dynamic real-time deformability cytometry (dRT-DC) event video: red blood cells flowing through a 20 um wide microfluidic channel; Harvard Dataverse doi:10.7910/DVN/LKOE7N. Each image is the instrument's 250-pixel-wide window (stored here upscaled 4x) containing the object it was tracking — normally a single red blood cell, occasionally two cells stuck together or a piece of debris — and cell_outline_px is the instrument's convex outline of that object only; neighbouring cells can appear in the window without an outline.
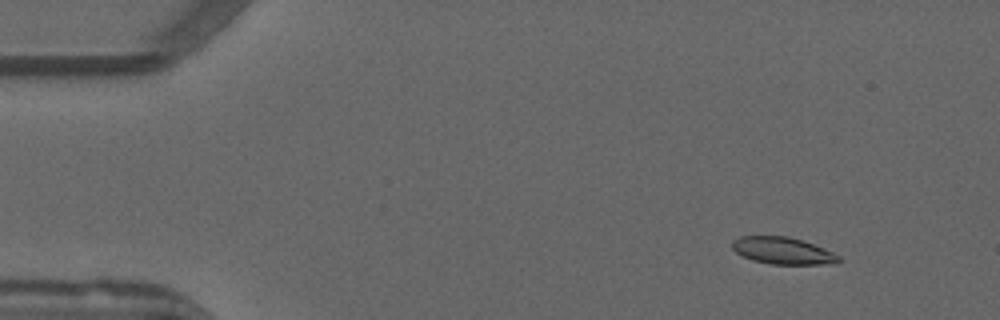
{"species": "common noctule bat (a hibernating species)", "species_latin": "Nyctalus noctula", "temperature_condition": "warm", "stored_images_in_passage": 52, "camera_frame_rate_fps": 3000, "um_per_image_px": 0.085, "animal": {"sex": "male", "forearm_length_mm": 52.5}, "frame": {"image": 1, "passage_image": 5, "time_ms": 1.333, "image_size_px": [1000, 320], "cell_outline_px": [[844, 260], [836, 264], [772, 264], [752, 260], [736, 252], [732, 248], [732, 240], [740, 236], [788, 236], [824, 248], [840, 256]], "centroid_in_image_um": [66.56, 21.32], "position_along_channel_um": 18.4, "area_um2": 16.76}}
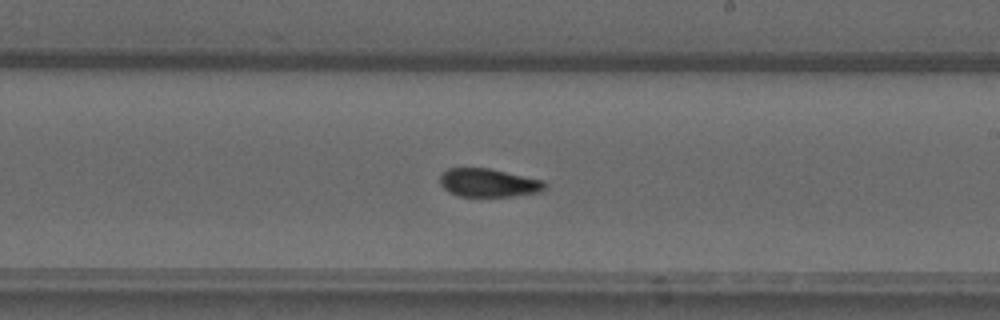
{"frame": {"image": 2, "passage_image": 30, "time_ms": 9.667, "image_size_px": [1000, 320], "cell_outline_px": [[548, 184], [544, 192], [512, 196], [456, 196], [448, 192], [440, 184], [440, 172], [448, 168], [488, 168], [544, 180]], "centroid_in_image_um": [41.54, 15.54], "position_along_channel_um": 247.5, "area_um2": 17.63}}
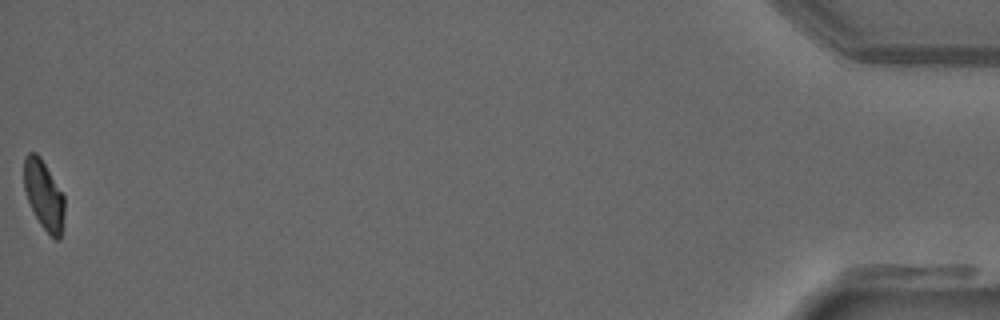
{"frame": {"image": 3, "passage_image": 52, "time_ms": 17.0, "image_size_px": [1000, 320], "cell_outline_px": [[64, 212], [60, 240], [56, 240], [40, 224], [28, 200], [24, 188], [24, 156], [28, 152], [36, 152], [40, 156], [64, 196]], "centroid_in_image_um": [3.72, 16.55], "position_along_channel_um": 431.5, "area_um2": 16.07}, "authors_computed_cell_mechanics": {"area_um2": 17.4267, "velocity_mm_per_s": 3.9069, "shape_relaxation_time_tau1_ms": null, "shape_relaxation_time_tau2_ms": 2.6877, "deformation_change_tau1": null, "deformation_change_tau2": 0.0696}}